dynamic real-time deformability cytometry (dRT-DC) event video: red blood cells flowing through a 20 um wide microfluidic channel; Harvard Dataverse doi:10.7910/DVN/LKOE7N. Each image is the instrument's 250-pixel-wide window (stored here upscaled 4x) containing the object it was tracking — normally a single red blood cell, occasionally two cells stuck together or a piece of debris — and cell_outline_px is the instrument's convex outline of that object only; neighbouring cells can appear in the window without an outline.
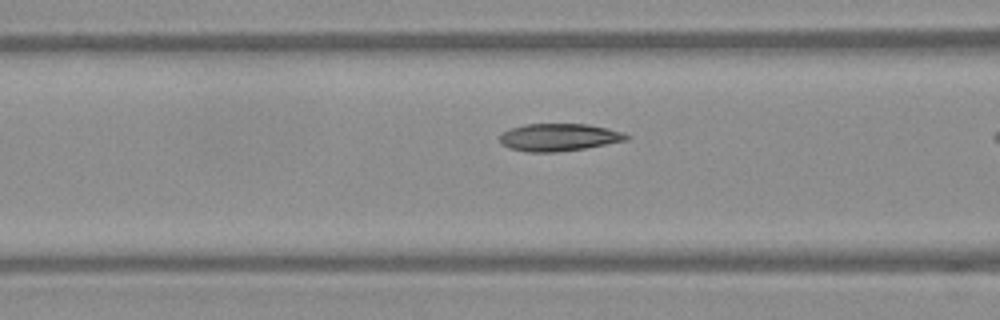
{"species": "Egyptian fruit bat (a non-hibernating species)", "species_latin": "Rousettus aegyptiacus", "temperature_condition": "warm", "stored_images_in_passage": 29, "camera_frame_rate_fps": 3000, "um_per_image_px": 0.085, "frame": {"image": 1, "passage_image": 9, "time_ms": 2.667, "image_size_px": [1000, 320], "cell_outline_px": [[632, 136], [628, 140], [584, 148], [556, 152], [528, 152], [508, 148], [500, 144], [500, 136], [508, 128], [524, 124], [588, 124], [608, 128]], "centroid_in_image_um": [47.48, 11.67], "position_along_channel_um": 119.1, "area_um2": 20.35}}
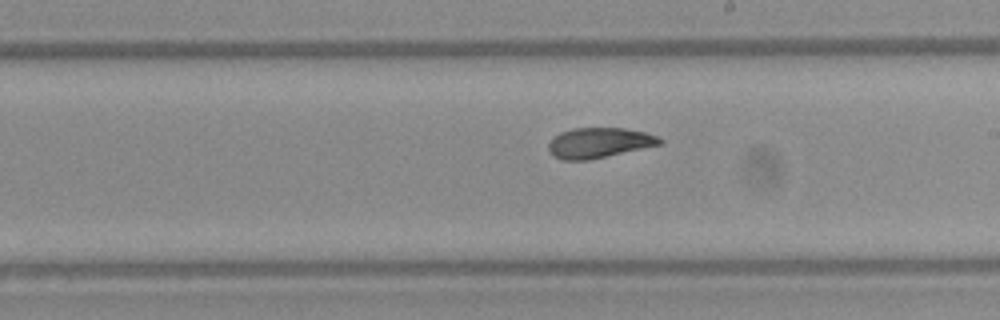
{"frame": {"image": 2, "passage_image": 18, "time_ms": 5.667, "image_size_px": [1000, 320], "cell_outline_px": [[664, 140], [660, 144], [588, 160], [560, 160], [552, 156], [548, 152], [548, 144], [560, 132], [572, 128], [624, 128], [644, 132], [656, 136]], "centroid_in_image_um": [50.86, 12.14], "position_along_channel_um": 238.1, "area_um2": 19.42}}
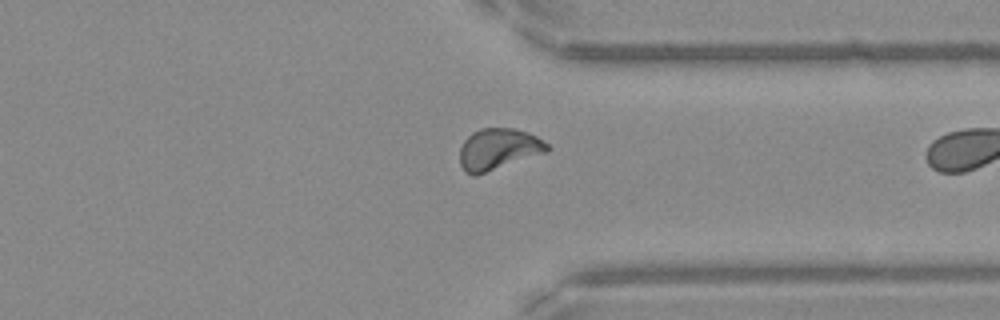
{"frame": {"image": 3, "passage_image": 28, "time_ms": 9.0, "image_size_px": [1000, 320], "cell_outline_px": [[552, 148], [548, 152], [476, 176], [472, 176], [464, 172], [460, 164], [460, 148], [464, 140], [472, 132], [480, 128], [512, 128], [528, 132], [544, 140]], "centroid_in_image_um": [42.37, 12.69], "position_along_channel_um": 369.0, "area_um2": 21.44}}